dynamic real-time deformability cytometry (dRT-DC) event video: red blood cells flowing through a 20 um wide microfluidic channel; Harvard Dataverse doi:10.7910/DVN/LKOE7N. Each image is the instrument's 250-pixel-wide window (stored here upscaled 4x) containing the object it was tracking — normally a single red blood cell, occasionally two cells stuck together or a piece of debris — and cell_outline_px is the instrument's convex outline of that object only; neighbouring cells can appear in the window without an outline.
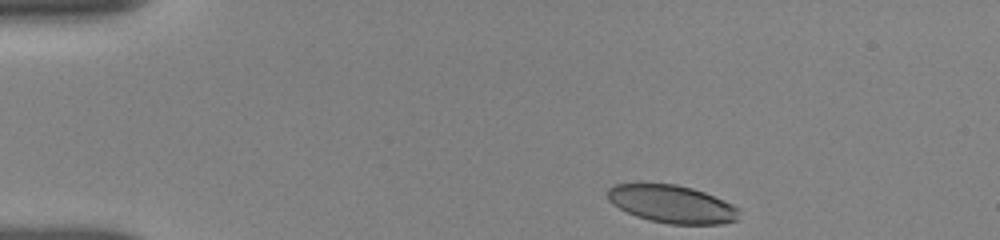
{"species": "human", "species_latin": "Homo sapiens", "temperature_condition": "room temperature", "stored_images_in_passage": 9, "camera_frame_rate_fps": 3000, "um_per_image_px": 0.085, "donor": {"sex": "female"}, "frame": {"image": 1, "passage_image": 1, "time_ms": 0.0, "image_size_px": [1000, 240], "cell_outline_px": [[740, 212], [736, 220], [720, 224], [668, 224], [648, 220], [636, 216], [612, 204], [608, 200], [608, 188], [616, 184], [640, 180], [676, 184], [692, 188], [704, 192], [724, 200], [740, 208]], "centroid_in_image_um": [57.06, 17.3], "position_along_channel_um": 27.9, "area_um2": 29.77}}
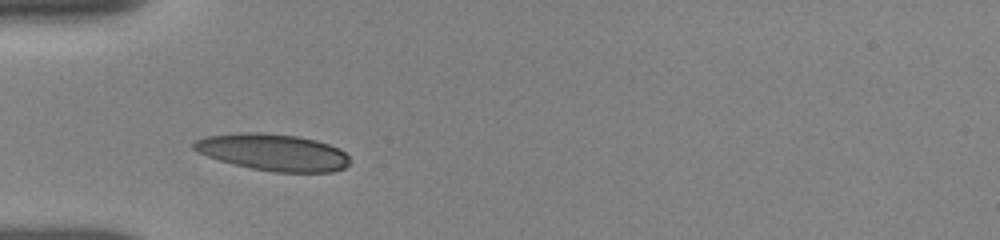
{"frame": {"image": 2, "passage_image": 7, "time_ms": 2.667, "image_size_px": [1000, 240], "cell_outline_px": [[348, 164], [344, 168], [332, 172], [276, 172], [252, 168], [220, 160], [208, 156], [192, 148], [192, 144], [196, 140], [208, 136], [240, 132], [260, 132], [296, 136], [316, 140], [340, 148], [348, 156]], "centroid_in_image_um": [23.23, 12.94], "position_along_channel_um": 61.8, "area_um2": 33.12}}
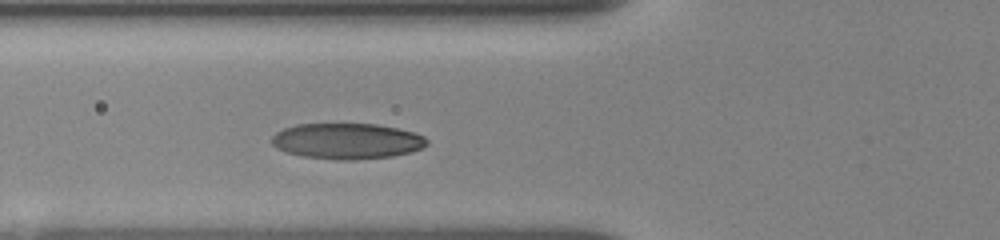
{"frame": {"image": 3, "passage_image": 9, "time_ms": 3.667, "image_size_px": [1000, 240], "cell_outline_px": [[428, 144], [424, 148], [412, 152], [392, 156], [352, 160], [336, 160], [304, 156], [288, 152], [276, 148], [272, 144], [272, 136], [276, 132], [284, 128], [296, 124], [376, 124], [396, 128], [412, 132], [424, 136], [428, 140]], "centroid_in_image_um": [29.51, 11.99], "position_along_channel_um": 96.3, "area_um2": 32.37}}